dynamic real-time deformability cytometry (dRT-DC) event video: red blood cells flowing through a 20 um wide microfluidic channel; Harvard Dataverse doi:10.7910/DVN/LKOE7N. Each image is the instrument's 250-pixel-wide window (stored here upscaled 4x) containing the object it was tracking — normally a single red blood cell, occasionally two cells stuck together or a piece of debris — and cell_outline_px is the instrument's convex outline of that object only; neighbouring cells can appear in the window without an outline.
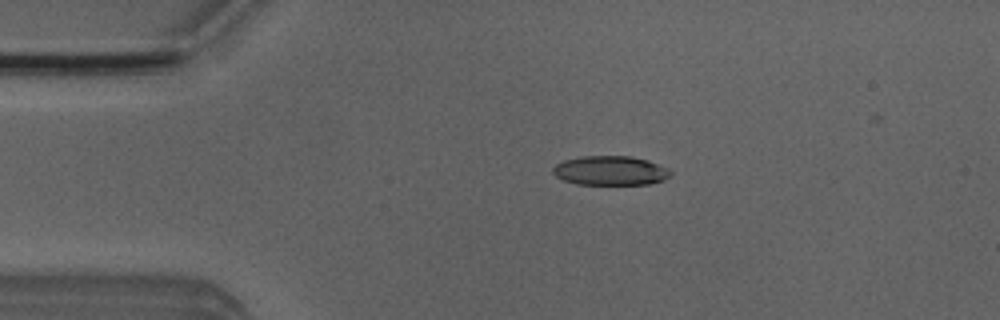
{"species": "Egyptian fruit bat (a non-hibernating species)", "species_latin": "Rousettus aegyptiacus", "temperature_condition": "room temperature", "stored_images_in_passage": 51, "camera_frame_rate_fps": 3000, "um_per_image_px": 0.085, "animal": {"sex": "male"}, "frame": {"image": 1, "passage_image": 10, "time_ms": 3.0, "image_size_px": [1000, 320], "cell_outline_px": [[672, 172], [664, 180], [648, 184], [576, 184], [564, 180], [556, 176], [552, 172], [552, 168], [556, 164], [564, 160], [584, 156], [632, 156], [648, 160], [668, 168]], "centroid_in_image_um": [51.88, 14.5], "position_along_channel_um": 33.1, "area_um2": 20.06}}
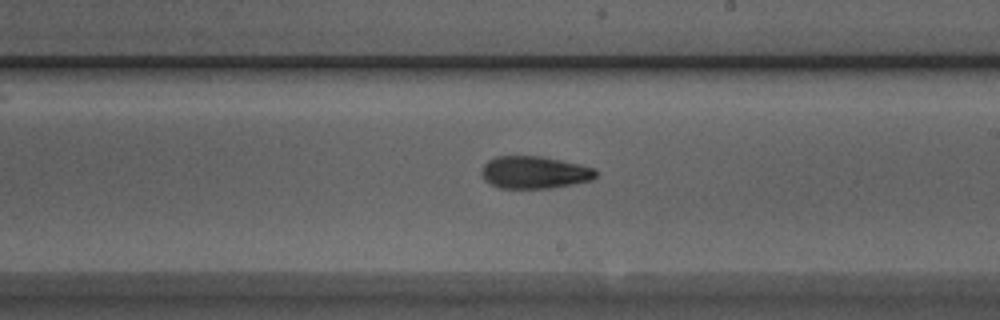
{"frame": {"image": 2, "passage_image": 29, "time_ms": 9.333, "image_size_px": [1000, 320], "cell_outline_px": [[596, 176], [592, 180], [572, 184], [548, 188], [500, 188], [484, 180], [480, 172], [484, 164], [488, 160], [496, 156], [540, 156], [580, 164], [592, 168], [596, 172]], "centroid_in_image_um": [45.39, 14.65], "position_along_channel_um": 243.6, "area_um2": 21.44}}
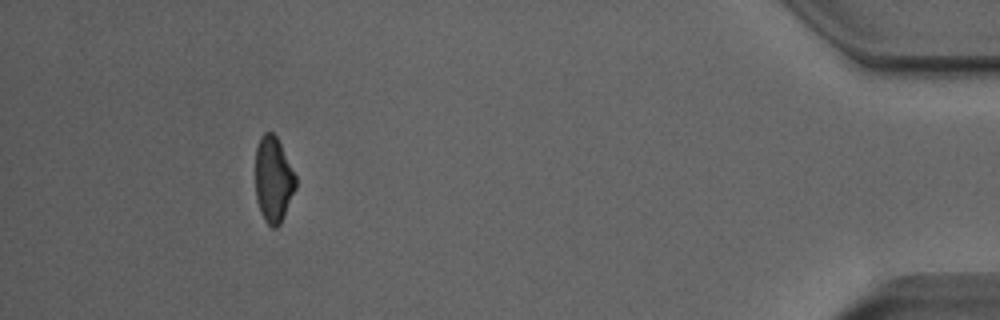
{"frame": {"image": 3, "passage_image": 47, "time_ms": 15.333, "image_size_px": [1000, 320], "cell_outline_px": [[296, 188], [280, 224], [276, 228], [272, 228], [264, 220], [260, 212], [256, 200], [256, 148], [260, 136], [264, 132], [272, 132], [276, 136], [296, 176]], "centroid_in_image_um": [23.22, 15.27], "position_along_channel_um": 412.0, "area_um2": 20.06}, "authors_computed_cell_mechanics": {"area_um2": 21.2704, "velocity_mm_per_s": 3.935, "shape_relaxation_time_tau1_ms": 8.7445, "shape_relaxation_time_tau2_ms": 5.1122, "deformation_change_tau1": 0.2098, "deformation_change_tau2": 0.1387}}